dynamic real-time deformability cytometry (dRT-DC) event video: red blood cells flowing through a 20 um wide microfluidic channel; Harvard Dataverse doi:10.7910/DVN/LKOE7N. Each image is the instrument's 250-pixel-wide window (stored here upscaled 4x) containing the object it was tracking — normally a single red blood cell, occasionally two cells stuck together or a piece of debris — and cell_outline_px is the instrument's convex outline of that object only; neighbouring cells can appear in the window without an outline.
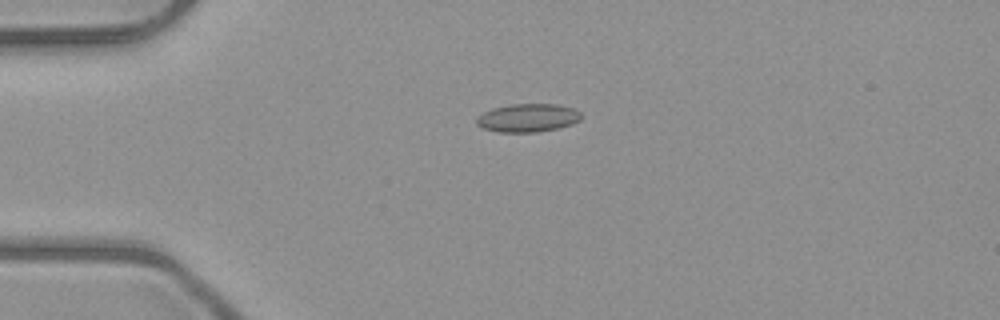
{"species": "common noctule bat (a hibernating species)", "species_latin": "Nyctalus noctula", "temperature_condition": "room temperature", "stored_images_in_passage": 3, "camera_frame_rate_fps": 3000, "um_per_image_px": 0.085, "animal": {"sex": "male", "body_mass_g": 23.1, "forearm_length_mm": 52.7}, "frame": {"image": 1, "passage_image": 1, "time_ms": 0.0, "image_size_px": [1000, 320], "cell_outline_px": [[580, 120], [572, 124], [556, 128], [536, 132], [500, 132], [484, 128], [476, 124], [476, 120], [484, 112], [492, 108], [512, 104], [556, 104], [576, 108], [580, 112]], "centroid_in_image_um": [44.89, 10.01], "position_along_channel_um": 40.1, "area_um2": 17.11}}
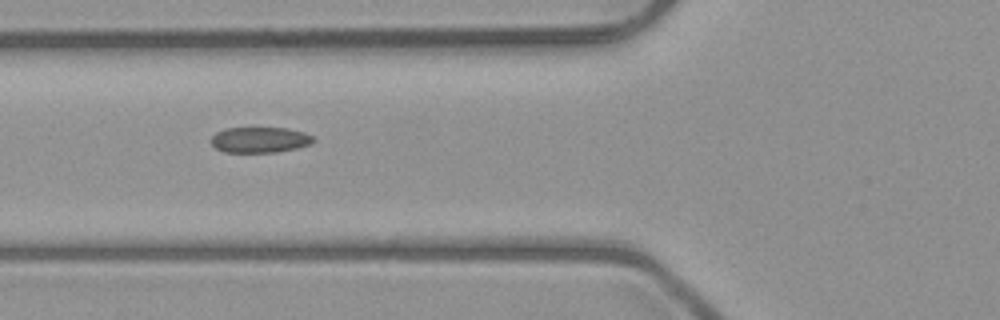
{"frame": {"image": 2, "passage_image": 3, "time_ms": 2.333, "image_size_px": [1000, 320], "cell_outline_px": [[316, 140], [312, 144], [296, 148], [276, 152], [224, 152], [216, 148], [212, 144], [212, 136], [216, 132], [224, 128], [288, 128], [304, 132], [312, 136]], "centroid_in_image_um": [22.11, 11.88], "position_along_channel_um": 103.7, "area_um2": 15.32}}